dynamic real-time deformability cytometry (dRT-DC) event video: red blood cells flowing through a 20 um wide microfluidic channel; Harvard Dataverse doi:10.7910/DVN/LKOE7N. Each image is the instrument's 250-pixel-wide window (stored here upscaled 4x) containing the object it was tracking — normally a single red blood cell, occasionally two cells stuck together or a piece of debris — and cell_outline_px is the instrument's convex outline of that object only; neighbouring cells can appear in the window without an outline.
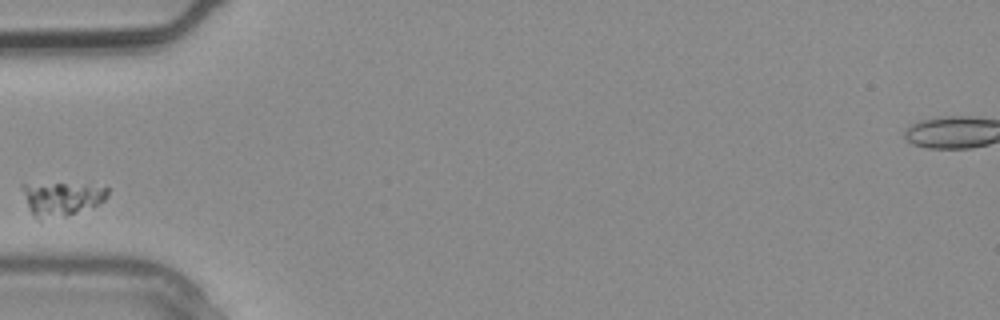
{"species": "common noctule bat (a hibernating species)", "species_latin": "Nyctalus noctula", "temperature_condition": "warm", "stored_images_in_passage": 1, "camera_frame_rate_fps": 3000, "um_per_image_px": 0.085, "animal": {"sex": "male", "body_mass_g": 20.4}, "frame": {"image": 1, "passage_image": 1, "time_ms": 0.0, "image_size_px": [1000, 320], "cell_outline_px": [[108, 196], [104, 200], [96, 204], [76, 212], [64, 216], [40, 220], [28, 208], [20, 188], [20, 184], [24, 180], [108, 188]], "centroid_in_image_um": [5.07, 16.84], "position_along_channel_um": 79.9, "area_um2": 16.88}}